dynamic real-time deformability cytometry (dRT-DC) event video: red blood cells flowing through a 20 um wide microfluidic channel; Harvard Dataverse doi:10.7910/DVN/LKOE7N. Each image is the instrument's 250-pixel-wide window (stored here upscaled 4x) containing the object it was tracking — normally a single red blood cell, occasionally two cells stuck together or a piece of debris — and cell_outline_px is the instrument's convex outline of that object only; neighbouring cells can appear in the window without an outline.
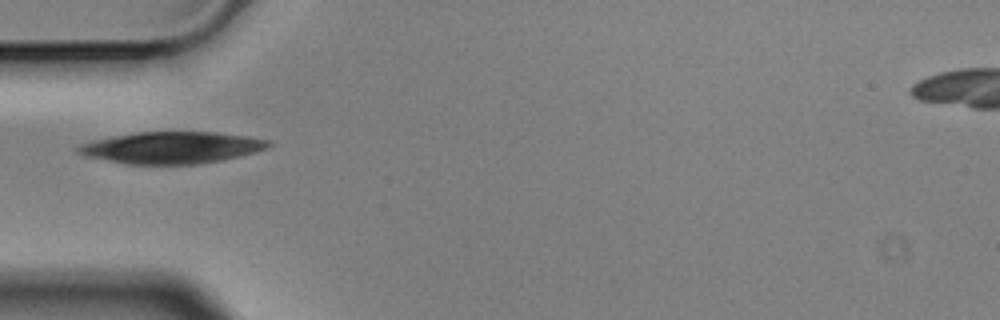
{"species": "Egyptian fruit bat (a non-hibernating species)", "species_latin": "Rousettus aegyptiacus", "temperature_condition": "cold", "stored_images_in_passage": 1, "camera_frame_rate_fps": 3000, "um_per_image_px": 0.085, "animal": {"sex": "male"}, "frame": {"image": 1, "passage_image": 1, "time_ms": 0.0, "image_size_px": [1000, 320], "cell_outline_px": [[272, 144], [268, 148], [256, 152], [224, 160], [200, 164], [128, 164], [84, 156], [76, 152], [76, 148], [80, 144], [92, 140], [112, 136], [136, 132], [216, 132], [248, 136], [272, 140]], "centroid_in_image_um": [14.62, 12.54], "position_along_channel_um": 70.4, "area_um2": 35.55}}